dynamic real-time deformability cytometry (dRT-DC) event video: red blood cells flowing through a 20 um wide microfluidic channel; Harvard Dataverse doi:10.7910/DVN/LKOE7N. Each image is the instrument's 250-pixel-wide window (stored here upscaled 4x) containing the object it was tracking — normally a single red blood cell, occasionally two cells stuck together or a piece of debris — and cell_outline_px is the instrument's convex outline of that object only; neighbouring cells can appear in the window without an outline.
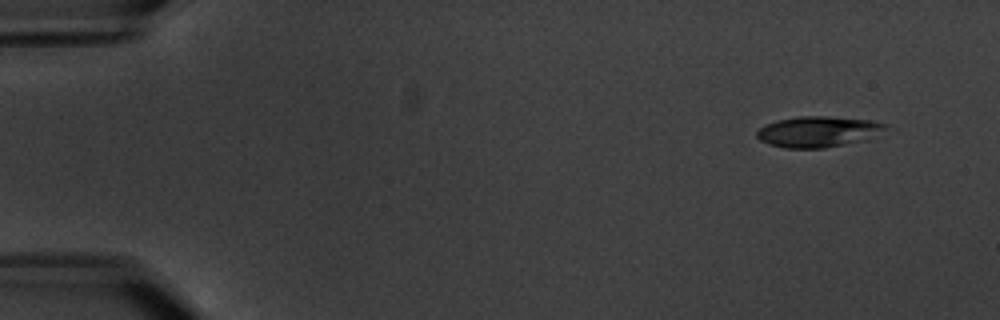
{"species": "common noctule bat (a hibernating species)", "species_latin": "Nyctalus noctula", "temperature_condition": "warm", "stored_images_in_passage": 8, "camera_frame_rate_fps": 3000, "um_per_image_px": 0.085, "animal": {"sex": "male", "body_mass_g": 20.1, "forearm_length_mm": 53.5}, "frame": {"image": 1, "passage_image": 1, "time_ms": 0.0, "image_size_px": [1000, 320], "cell_outline_px": [[888, 124], [884, 128], [868, 140], [824, 148], [784, 148], [768, 144], [760, 140], [756, 136], [756, 132], [764, 124], [776, 120], [800, 116], [828, 116], [872, 120]], "centroid_in_image_um": [69.51, 11.19], "position_along_channel_um": 15.5, "area_um2": 23.24}}
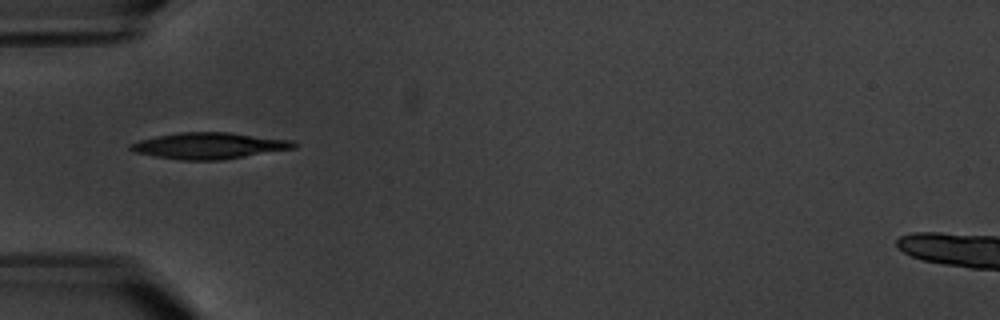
{"frame": {"image": 2, "passage_image": 5, "time_ms": 5.0, "image_size_px": [1000, 320], "cell_outline_px": [[300, 144], [296, 148], [220, 160], [180, 160], [156, 156], [136, 152], [128, 148], [128, 144], [140, 140], [156, 136], [180, 132], [228, 132], [292, 140]], "centroid_in_image_um": [17.8, 12.38], "position_along_channel_um": 67.2, "area_um2": 24.97}}
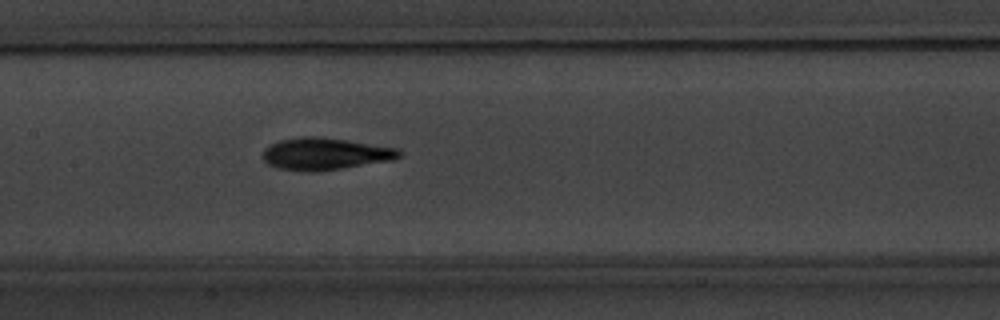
{"frame": {"image": 3, "passage_image": 8, "time_ms": 8.333, "image_size_px": [1000, 320], "cell_outline_px": [[404, 152], [400, 156], [392, 160], [316, 172], [304, 172], [276, 168], [268, 164], [260, 156], [264, 148], [280, 140], [304, 136], [312, 136], [344, 140], [400, 148]], "centroid_in_image_um": [27.61, 13.09], "position_along_channel_um": 179.8, "area_um2": 25.55}}